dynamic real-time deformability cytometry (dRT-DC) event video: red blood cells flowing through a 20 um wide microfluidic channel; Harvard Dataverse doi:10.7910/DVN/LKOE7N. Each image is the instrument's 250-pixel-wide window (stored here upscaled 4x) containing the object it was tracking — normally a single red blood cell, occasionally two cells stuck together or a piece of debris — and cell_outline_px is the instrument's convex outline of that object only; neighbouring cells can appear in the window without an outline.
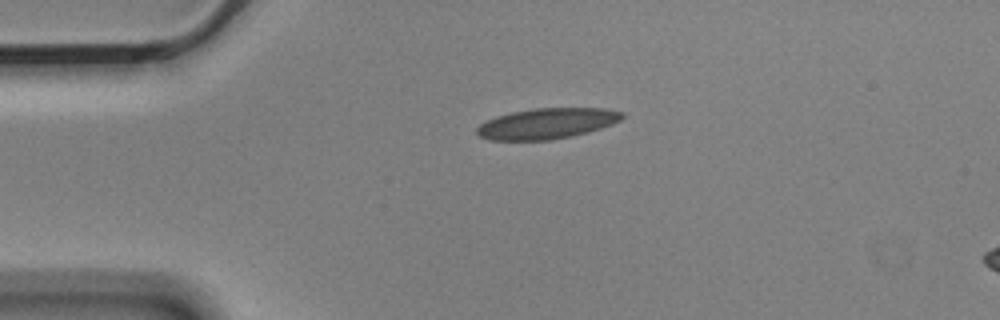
{"species": "Egyptian fruit bat (a non-hibernating species)", "species_latin": "Rousettus aegyptiacus", "temperature_condition": "cold", "stored_images_in_passage": 3, "segment_of_instrument_passage": [1, 2], "camera_frame_rate_fps": 3000, "um_per_image_px": 0.085, "animal": {"sex": "male"}, "frame": {"image": 1, "passage_image": 1, "time_ms": 0.0, "image_size_px": [1000, 320], "cell_outline_px": [[624, 116], [620, 120], [612, 124], [588, 132], [572, 136], [552, 140], [488, 140], [480, 136], [476, 132], [476, 128], [480, 124], [496, 116], [512, 112], [536, 108], [604, 108], [624, 112]], "centroid_in_image_um": [46.49, 10.5], "position_along_channel_um": 38.5, "area_um2": 25.95}}